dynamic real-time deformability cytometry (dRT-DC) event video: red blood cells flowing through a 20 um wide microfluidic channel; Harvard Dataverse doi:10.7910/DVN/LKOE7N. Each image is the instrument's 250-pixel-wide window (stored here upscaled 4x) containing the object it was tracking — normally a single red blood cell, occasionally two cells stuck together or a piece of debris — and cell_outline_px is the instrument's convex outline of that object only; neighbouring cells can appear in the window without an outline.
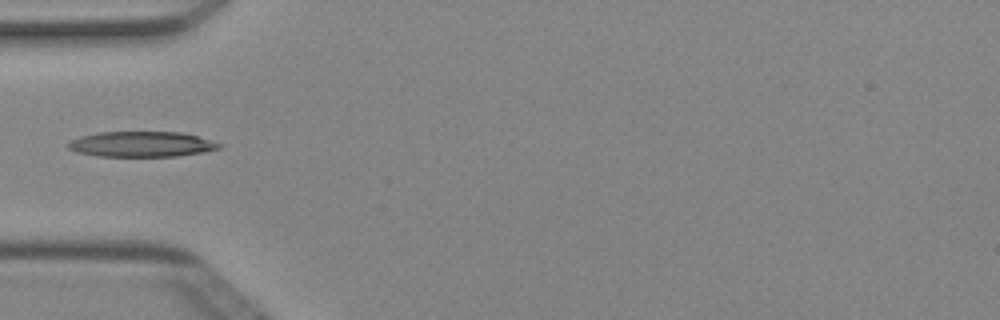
{"species": "Egyptian fruit bat (a non-hibernating species)", "species_latin": "Rousettus aegyptiacus", "temperature_condition": "cold", "stored_images_in_passage": 35, "camera_frame_rate_fps": 3000, "um_per_image_px": 0.085, "animal": {"sex": "female"}, "frame": {"image": 1, "passage_image": 1, "time_ms": 0.0, "image_size_px": [1000, 320], "cell_outline_px": [[220, 148], [204, 152], [176, 156], [96, 156], [76, 152], [68, 148], [68, 144], [72, 140], [80, 136], [96, 132], [180, 132], [196, 136], [220, 144]], "centroid_in_image_um": [11.97, 12.26], "position_along_channel_um": 73.0, "area_um2": 22.14}}
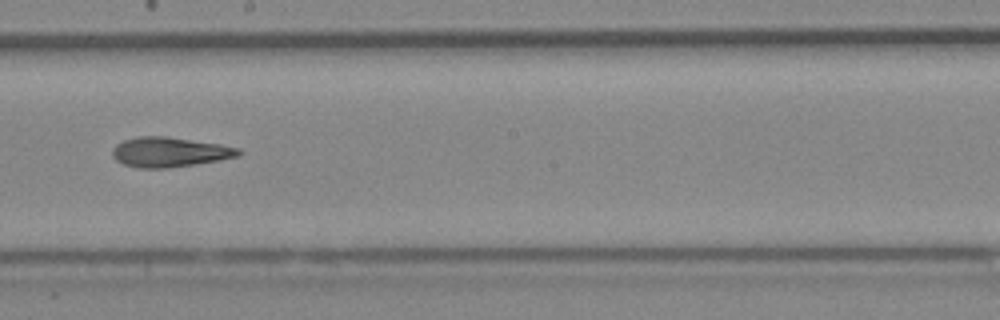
{"frame": {"image": 2, "passage_image": 13, "time_ms": 4.0, "image_size_px": [1000, 320], "cell_outline_px": [[244, 152], [240, 156], [220, 160], [168, 168], [140, 168], [124, 164], [116, 160], [112, 156], [112, 148], [116, 144], [124, 140], [136, 136], [164, 136], [220, 144], [240, 148]], "centroid_in_image_um": [14.43, 12.92], "position_along_channel_um": 233.8, "area_um2": 22.02}}
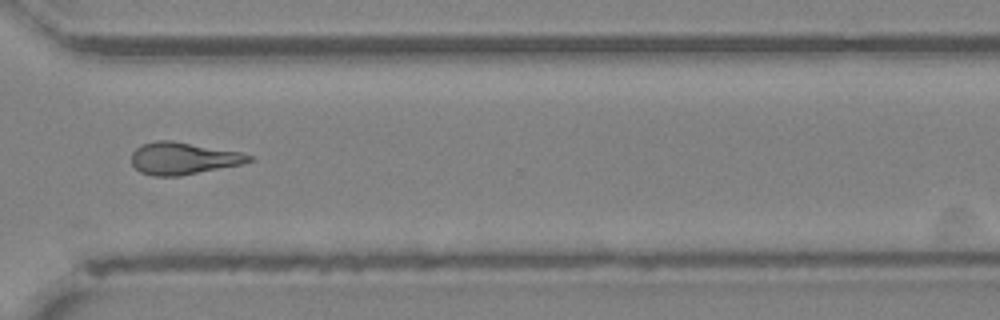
{"frame": {"image": 3, "passage_image": 22, "time_ms": 7.0, "image_size_px": [1000, 320], "cell_outline_px": [[256, 160], [240, 164], [180, 176], [152, 176], [140, 172], [132, 164], [132, 152], [140, 144], [156, 140], [172, 140], [244, 152], [252, 156]], "centroid_in_image_um": [15.58, 13.45], "position_along_channel_um": 355.0, "area_um2": 22.25}}